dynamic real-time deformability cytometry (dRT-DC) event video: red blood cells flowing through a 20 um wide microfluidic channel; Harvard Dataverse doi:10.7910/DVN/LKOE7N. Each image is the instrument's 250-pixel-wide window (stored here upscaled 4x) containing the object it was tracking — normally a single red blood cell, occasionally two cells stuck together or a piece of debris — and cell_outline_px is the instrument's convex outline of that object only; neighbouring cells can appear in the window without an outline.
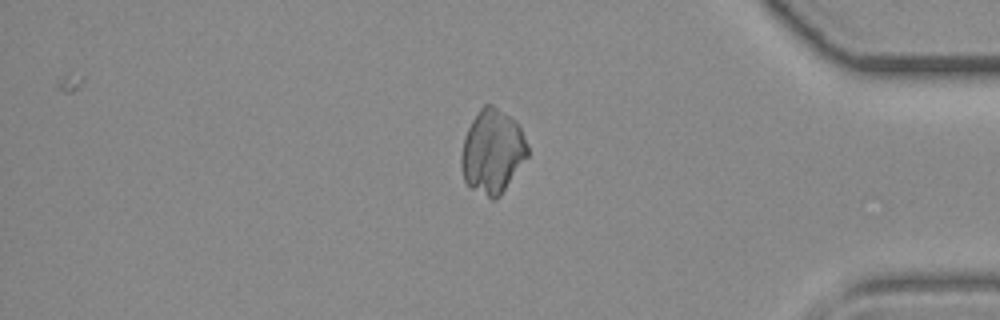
{"species": "common noctule bat (a hibernating species)", "species_latin": "Nyctalus noctula", "temperature_condition": "room temperature", "stored_images_in_passage": 33, "camera_frame_rate_fps": 3000, "um_per_image_px": 0.085, "animal": {"sex": "female", "body_mass_g": 19.3, "forearm_length_mm": 54.1}, "frame": {"image": 1, "passage_image": 27, "time_ms": 8.667, "image_size_px": [1000, 320], "cell_outline_px": [[528, 156], [500, 196], [496, 200], [492, 200], [472, 188], [464, 180], [460, 168], [460, 156], [464, 136], [472, 120], [480, 108], [484, 104], [492, 104], [516, 120], [528, 144]], "centroid_in_image_um": [41.84, 12.88], "position_along_channel_um": 393.4, "area_um2": 32.66}}
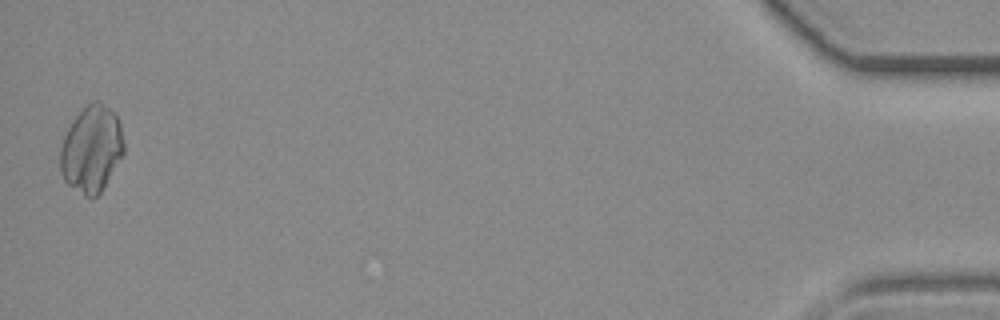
{"frame": {"image": 2, "passage_image": 33, "time_ms": 10.667, "image_size_px": [1000, 320], "cell_outline_px": [[124, 152], [100, 192], [92, 200], [84, 196], [68, 184], [64, 180], [60, 172], [60, 148], [64, 136], [68, 128], [76, 116], [92, 100], [100, 100], [116, 116], [120, 124], [124, 144]], "centroid_in_image_um": [7.76, 12.68], "position_along_channel_um": 427.4, "area_um2": 31.85}}